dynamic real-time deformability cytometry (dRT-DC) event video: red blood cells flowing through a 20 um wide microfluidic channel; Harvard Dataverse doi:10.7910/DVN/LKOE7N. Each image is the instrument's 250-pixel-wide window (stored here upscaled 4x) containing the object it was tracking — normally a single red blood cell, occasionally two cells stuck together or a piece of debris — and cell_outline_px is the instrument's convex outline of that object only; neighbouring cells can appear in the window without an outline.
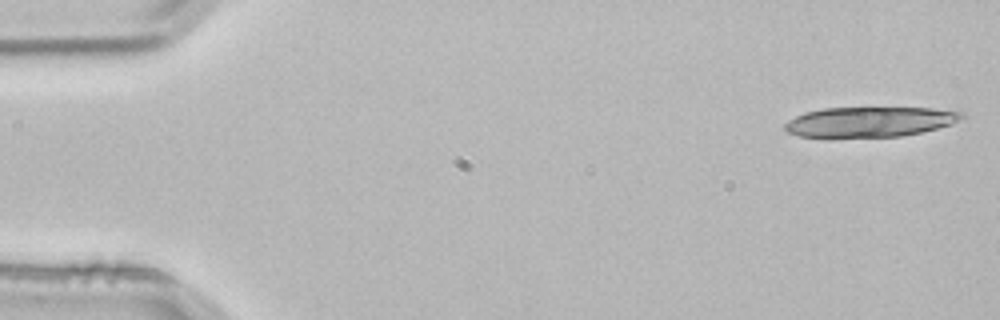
{"species": "common noctule bat (a hibernating species)", "species_latin": "Nyctalus noctula", "temperature_condition": "room temperature", "stored_images_in_passage": 5, "camera_frame_rate_fps": 3000, "um_per_image_px": 0.085, "animal": {"sex": "male", "body_mass_g": 21.5, "forearm_length_mm": 52.0}, "frame": {"image": 1, "passage_image": 1, "time_ms": 0.0, "image_size_px": [1000, 320], "cell_outline_px": [[964, 116], [952, 124], [920, 132], [900, 136], [800, 136], [788, 132], [784, 128], [784, 124], [788, 120], [804, 112], [824, 108], [932, 108], [964, 112]], "centroid_in_image_um": [73.93, 10.34], "position_along_channel_um": 11.1, "area_um2": 30.46}}